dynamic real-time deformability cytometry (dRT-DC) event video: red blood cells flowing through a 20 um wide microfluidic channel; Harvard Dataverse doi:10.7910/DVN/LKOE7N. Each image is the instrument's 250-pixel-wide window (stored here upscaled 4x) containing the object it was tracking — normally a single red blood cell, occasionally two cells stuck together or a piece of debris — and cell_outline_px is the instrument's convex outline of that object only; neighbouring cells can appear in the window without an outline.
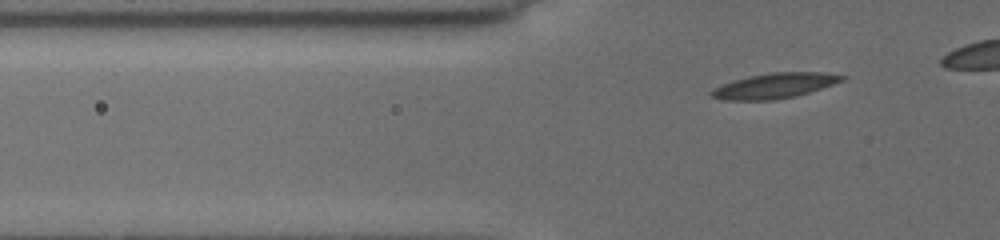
{"species": "common noctule bat (a hibernating species)", "species_latin": "Nyctalus noctula", "temperature_condition": "cold", "stored_images_in_passage": 6, "segment_of_instrument_passage": [2, 2], "camera_frame_rate_fps": 3000, "um_per_image_px": 0.085, "animal": {"sex": "female", "body_mass_g": 19.5, "forearm_length_mm": 54.1}, "frame": {"image": 1, "passage_image": 6, "time_ms": 5.333, "image_size_px": [1000, 240], "cell_outline_px": [[848, 76], [844, 80], [796, 96], [772, 100], [724, 100], [712, 96], [708, 92], [712, 88], [748, 76], [772, 72], [824, 72]], "centroid_in_image_um": [65.84, 7.28], "position_along_channel_um": 60.0, "area_um2": 19.02}}